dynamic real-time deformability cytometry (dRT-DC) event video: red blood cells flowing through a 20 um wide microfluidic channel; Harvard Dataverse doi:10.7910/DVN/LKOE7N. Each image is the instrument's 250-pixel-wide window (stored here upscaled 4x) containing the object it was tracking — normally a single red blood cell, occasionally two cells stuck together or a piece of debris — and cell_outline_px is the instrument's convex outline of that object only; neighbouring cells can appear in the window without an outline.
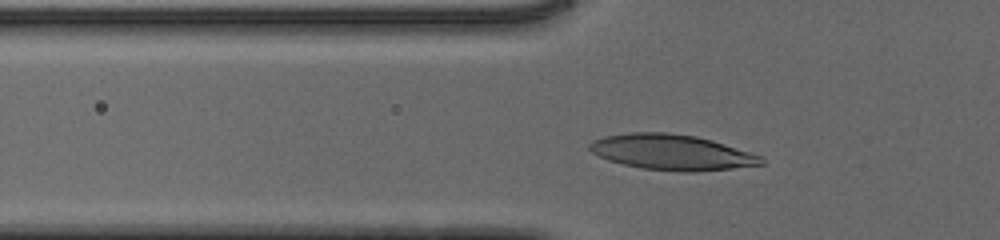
{"species": "human", "species_latin": "Homo sapiens", "temperature_condition": "cold", "stored_images_in_passage": 42, "camera_frame_rate_fps": 3000, "um_per_image_px": 0.085, "donor": {"sex": "male"}, "frame": {"image": 1, "passage_image": 13, "time_ms": 4.0, "image_size_px": [1000, 240], "cell_outline_px": [[764, 164], [732, 168], [696, 172], [680, 172], [644, 168], [624, 164], [608, 160], [592, 152], [588, 148], [588, 144], [592, 140], [604, 136], [632, 132], [664, 132], [696, 136], [712, 140], [760, 156], [764, 160]], "centroid_in_image_um": [57.06, 12.94], "position_along_channel_um": 68.7, "area_um2": 35.26}}
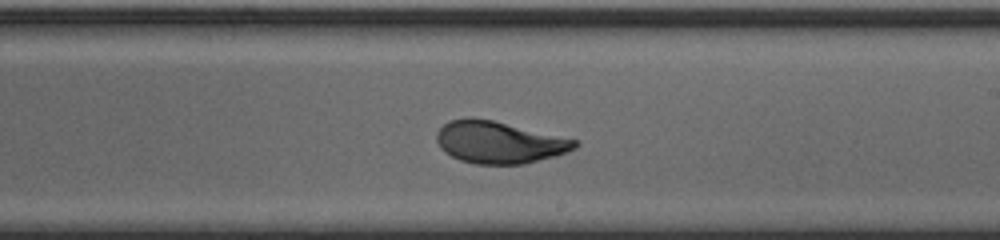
{"frame": {"image": 2, "passage_image": 27, "time_ms": 8.667, "image_size_px": [1000, 240], "cell_outline_px": [[580, 144], [576, 148], [556, 156], [524, 164], [476, 164], [460, 160], [444, 152], [440, 148], [436, 140], [436, 132], [448, 120], [468, 116], [472, 116], [492, 120], [576, 140]], "centroid_in_image_um": [42.37, 12.09], "position_along_channel_um": 246.6, "area_um2": 33.93}}
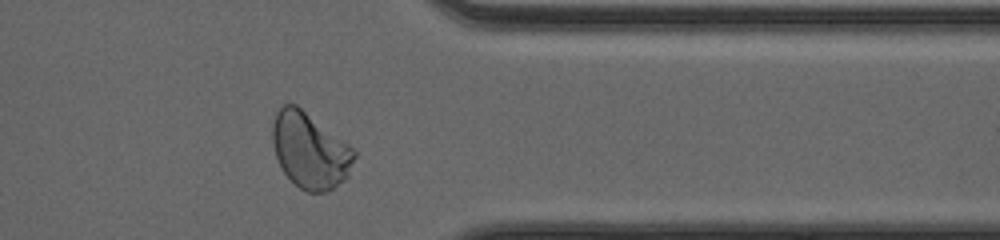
{"frame": {"image": 3, "passage_image": 38, "time_ms": 12.333, "image_size_px": [1000, 240], "cell_outline_px": [[356, 156], [348, 176], [344, 180], [332, 188], [324, 192], [308, 192], [300, 188], [284, 172], [276, 156], [272, 144], [272, 124], [276, 112], [284, 104], [296, 104], [348, 144], [356, 152]], "centroid_in_image_um": [26.33, 12.78], "position_along_channel_um": 385.1, "area_um2": 35.66}, "authors_computed_cell_mechanics": {"area_um2": 33.8708, "velocity_mm_per_s": 3.9004, "shape_relaxation_time_tau1_ms": 3.4602, "shape_relaxation_time_tau2_ms": null, "deformation_change_tau1": 0.1879, "deformation_change_tau2": null}}